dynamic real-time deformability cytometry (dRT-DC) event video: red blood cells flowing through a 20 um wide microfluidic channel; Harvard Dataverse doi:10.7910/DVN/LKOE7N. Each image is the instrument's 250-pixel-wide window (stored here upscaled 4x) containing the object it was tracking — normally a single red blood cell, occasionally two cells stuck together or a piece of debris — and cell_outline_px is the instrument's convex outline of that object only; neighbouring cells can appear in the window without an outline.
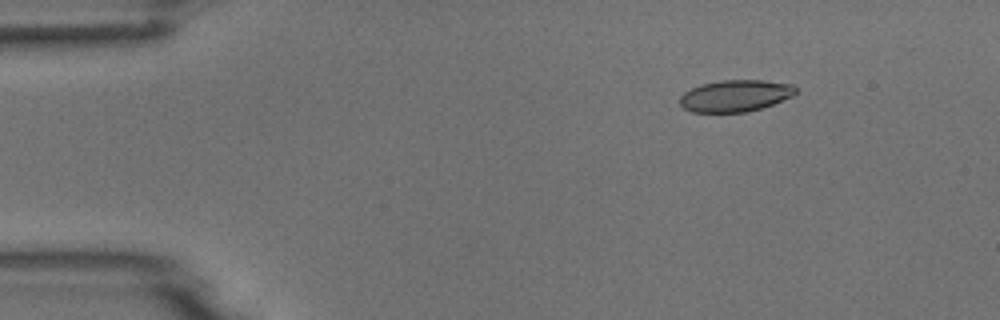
{"species": "common noctule bat (a hibernating species)", "species_latin": "Nyctalus noctula", "temperature_condition": "room temperature", "stored_images_in_passage": 3, "camera_frame_rate_fps": 3000, "um_per_image_px": 0.085, "animal": {"sex": "male", "body_mass_g": 18.8}, "frame": {"image": 1, "passage_image": 1, "time_ms": 0.0, "image_size_px": [1000, 320], "cell_outline_px": [[796, 92], [792, 96], [772, 104], [748, 112], [692, 112], [684, 108], [680, 104], [680, 96], [684, 92], [700, 84], [720, 80], [764, 80], [792, 84], [796, 88]], "centroid_in_image_um": [62.48, 8.13], "position_along_channel_um": 22.5, "area_um2": 21.39}}